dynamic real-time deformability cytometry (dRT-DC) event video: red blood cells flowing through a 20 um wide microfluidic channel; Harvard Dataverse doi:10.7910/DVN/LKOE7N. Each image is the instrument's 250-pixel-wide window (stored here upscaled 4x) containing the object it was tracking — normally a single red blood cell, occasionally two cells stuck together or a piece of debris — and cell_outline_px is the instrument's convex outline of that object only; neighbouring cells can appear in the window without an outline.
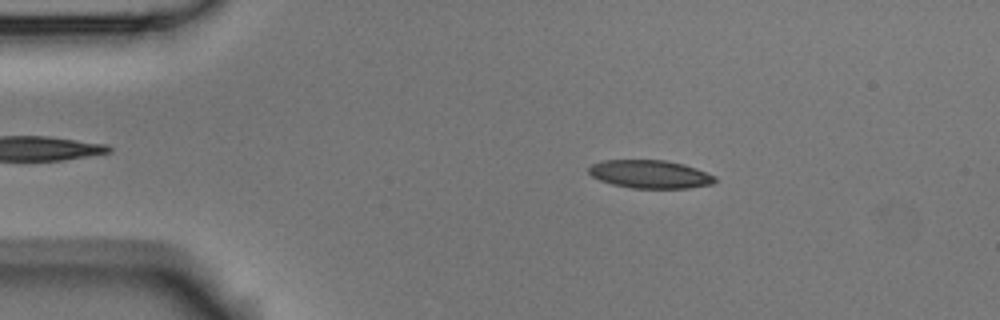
{"species": "Egyptian fruit bat (a non-hibernating species)", "species_latin": "Rousettus aegyptiacus", "temperature_condition": "room temperature", "stored_images_in_passage": 6, "camera_frame_rate_fps": 3000, "um_per_image_px": 0.085, "animal": {"sex": "male"}, "frame": {"image": 1, "passage_image": 2, "time_ms": 0.333, "image_size_px": [1000, 320], "cell_outline_px": [[716, 180], [712, 184], [688, 188], [632, 188], [612, 184], [600, 180], [592, 176], [588, 172], [588, 168], [592, 164], [604, 160], [664, 160], [684, 164], [696, 168], [716, 176]], "centroid_in_image_um": [55.26, 14.8], "position_along_channel_um": 29.7, "area_um2": 20.69}}
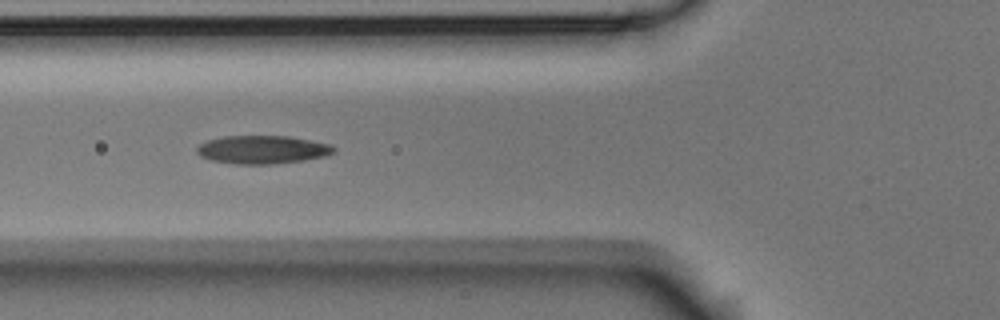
{"frame": {"image": 2, "passage_image": 5, "time_ms": 1.333, "image_size_px": [1000, 320], "cell_outline_px": [[336, 152], [324, 156], [304, 160], [272, 164], [236, 164], [212, 160], [200, 156], [196, 152], [196, 148], [200, 144], [208, 140], [224, 136], [288, 136], [312, 140], [332, 144], [336, 148]], "centroid_in_image_um": [22.34, 12.71], "position_along_channel_um": 103.5, "area_um2": 22.6}}
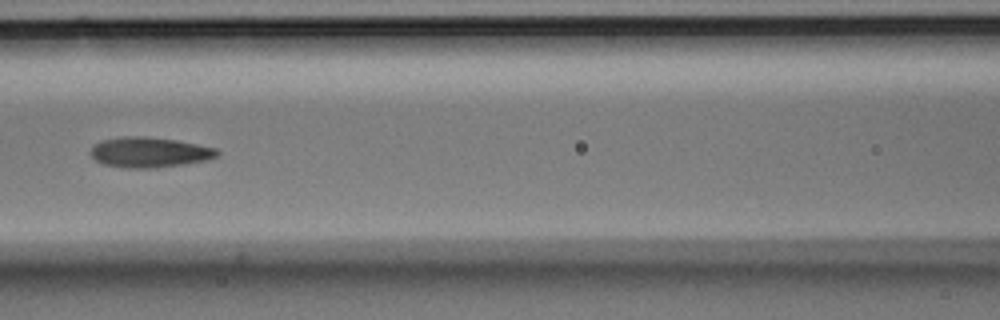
{"frame": {"image": 3, "passage_image": 6, "time_ms": 1.667, "image_size_px": [1000, 320], "cell_outline_px": [[220, 152], [216, 156], [208, 160], [184, 164], [156, 168], [128, 168], [104, 164], [96, 160], [88, 152], [92, 144], [100, 140], [124, 136], [144, 136], [176, 140], [216, 148]], "centroid_in_image_um": [12.66, 12.94], "position_along_channel_um": 153.9, "area_um2": 22.48}}